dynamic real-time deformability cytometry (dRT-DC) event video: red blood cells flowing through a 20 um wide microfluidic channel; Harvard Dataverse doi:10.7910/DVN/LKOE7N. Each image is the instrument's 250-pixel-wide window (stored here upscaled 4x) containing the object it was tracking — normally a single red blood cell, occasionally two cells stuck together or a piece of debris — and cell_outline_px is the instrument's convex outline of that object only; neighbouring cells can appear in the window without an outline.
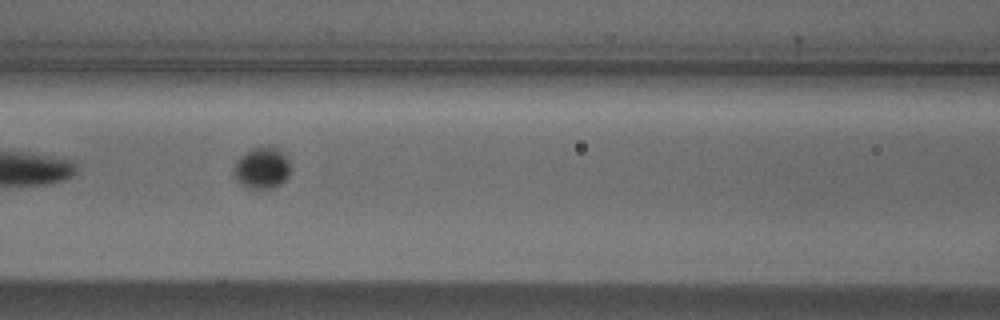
{"species": "Egyptian fruit bat (a non-hibernating species)", "species_latin": "Rousettus aegyptiacus", "temperature_condition": "cold", "stored_images_in_passage": 5, "camera_frame_rate_fps": 3000, "um_per_image_px": 0.085, "animal": {"sex": "male"}, "frame": {"image": 1, "passage_image": 4, "time_ms": 1.0, "image_size_px": [1000, 320], "cell_outline_px": [[288, 176], [280, 184], [272, 188], [248, 188], [240, 184], [236, 180], [232, 172], [232, 168], [236, 160], [244, 152], [260, 144], [272, 144], [280, 148], [288, 160]], "centroid_in_image_um": [22.22, 14.21], "position_along_channel_um": 144.4, "area_um2": 14.16}}